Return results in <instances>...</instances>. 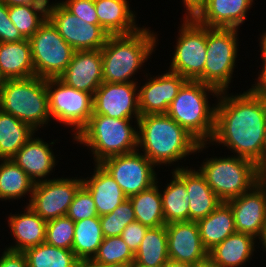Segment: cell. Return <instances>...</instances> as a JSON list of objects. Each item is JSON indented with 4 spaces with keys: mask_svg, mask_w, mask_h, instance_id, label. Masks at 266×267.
<instances>
[{
    "mask_svg": "<svg viewBox=\"0 0 266 267\" xmlns=\"http://www.w3.org/2000/svg\"><path fill=\"white\" fill-rule=\"evenodd\" d=\"M227 92L221 91L216 99L215 130L209 143L223 145L234 155L250 159L262 172L266 99L252 86L235 95Z\"/></svg>",
    "mask_w": 266,
    "mask_h": 267,
    "instance_id": "cell-1",
    "label": "cell"
},
{
    "mask_svg": "<svg viewBox=\"0 0 266 267\" xmlns=\"http://www.w3.org/2000/svg\"><path fill=\"white\" fill-rule=\"evenodd\" d=\"M210 143H199L183 127L167 114H148L138 119V151L155 166L168 165L175 169L180 160L193 156L208 148ZM175 162V163H174Z\"/></svg>",
    "mask_w": 266,
    "mask_h": 267,
    "instance_id": "cell-2",
    "label": "cell"
},
{
    "mask_svg": "<svg viewBox=\"0 0 266 267\" xmlns=\"http://www.w3.org/2000/svg\"><path fill=\"white\" fill-rule=\"evenodd\" d=\"M149 29L143 26L132 34L108 36L101 48L103 82H138L136 73L150 60L159 43V35Z\"/></svg>",
    "mask_w": 266,
    "mask_h": 267,
    "instance_id": "cell-3",
    "label": "cell"
},
{
    "mask_svg": "<svg viewBox=\"0 0 266 267\" xmlns=\"http://www.w3.org/2000/svg\"><path fill=\"white\" fill-rule=\"evenodd\" d=\"M220 91L211 85L187 80L169 105L167 115L183 127L199 143H209L214 135L216 103L210 95L219 97Z\"/></svg>",
    "mask_w": 266,
    "mask_h": 267,
    "instance_id": "cell-4",
    "label": "cell"
},
{
    "mask_svg": "<svg viewBox=\"0 0 266 267\" xmlns=\"http://www.w3.org/2000/svg\"><path fill=\"white\" fill-rule=\"evenodd\" d=\"M133 120L93 113L88 123L73 137V142L91 150L93 164L110 156L132 153L138 148V120ZM132 122L136 126L131 125Z\"/></svg>",
    "mask_w": 266,
    "mask_h": 267,
    "instance_id": "cell-5",
    "label": "cell"
},
{
    "mask_svg": "<svg viewBox=\"0 0 266 267\" xmlns=\"http://www.w3.org/2000/svg\"><path fill=\"white\" fill-rule=\"evenodd\" d=\"M0 110L37 132L45 128L51 122L46 79L38 76L7 79L0 90Z\"/></svg>",
    "mask_w": 266,
    "mask_h": 267,
    "instance_id": "cell-6",
    "label": "cell"
},
{
    "mask_svg": "<svg viewBox=\"0 0 266 267\" xmlns=\"http://www.w3.org/2000/svg\"><path fill=\"white\" fill-rule=\"evenodd\" d=\"M213 157H206L198 170L222 202L239 197L259 183L260 171L250 159L236 155Z\"/></svg>",
    "mask_w": 266,
    "mask_h": 267,
    "instance_id": "cell-7",
    "label": "cell"
},
{
    "mask_svg": "<svg viewBox=\"0 0 266 267\" xmlns=\"http://www.w3.org/2000/svg\"><path fill=\"white\" fill-rule=\"evenodd\" d=\"M238 32L232 28L207 27L206 62L203 74L196 81L220 92L229 91L240 46Z\"/></svg>",
    "mask_w": 266,
    "mask_h": 267,
    "instance_id": "cell-8",
    "label": "cell"
},
{
    "mask_svg": "<svg viewBox=\"0 0 266 267\" xmlns=\"http://www.w3.org/2000/svg\"><path fill=\"white\" fill-rule=\"evenodd\" d=\"M46 90L51 121L70 127L75 137L93 114V94L67 86L59 78H47Z\"/></svg>",
    "mask_w": 266,
    "mask_h": 267,
    "instance_id": "cell-9",
    "label": "cell"
},
{
    "mask_svg": "<svg viewBox=\"0 0 266 267\" xmlns=\"http://www.w3.org/2000/svg\"><path fill=\"white\" fill-rule=\"evenodd\" d=\"M29 41L35 76L40 78H58L75 53L48 18Z\"/></svg>",
    "mask_w": 266,
    "mask_h": 267,
    "instance_id": "cell-10",
    "label": "cell"
},
{
    "mask_svg": "<svg viewBox=\"0 0 266 267\" xmlns=\"http://www.w3.org/2000/svg\"><path fill=\"white\" fill-rule=\"evenodd\" d=\"M182 20L168 69L186 80L196 81L203 74L206 62L207 27L193 18Z\"/></svg>",
    "mask_w": 266,
    "mask_h": 267,
    "instance_id": "cell-11",
    "label": "cell"
},
{
    "mask_svg": "<svg viewBox=\"0 0 266 267\" xmlns=\"http://www.w3.org/2000/svg\"><path fill=\"white\" fill-rule=\"evenodd\" d=\"M128 197L152 187L158 178L156 166L141 153L114 155L99 163Z\"/></svg>",
    "mask_w": 266,
    "mask_h": 267,
    "instance_id": "cell-12",
    "label": "cell"
},
{
    "mask_svg": "<svg viewBox=\"0 0 266 267\" xmlns=\"http://www.w3.org/2000/svg\"><path fill=\"white\" fill-rule=\"evenodd\" d=\"M83 185L81 177H61L37 182L30 202L26 203L46 222L66 216L75 193Z\"/></svg>",
    "mask_w": 266,
    "mask_h": 267,
    "instance_id": "cell-13",
    "label": "cell"
},
{
    "mask_svg": "<svg viewBox=\"0 0 266 267\" xmlns=\"http://www.w3.org/2000/svg\"><path fill=\"white\" fill-rule=\"evenodd\" d=\"M48 19L75 51L101 49L109 36L100 25L82 20L56 0L48 8Z\"/></svg>",
    "mask_w": 266,
    "mask_h": 267,
    "instance_id": "cell-14",
    "label": "cell"
},
{
    "mask_svg": "<svg viewBox=\"0 0 266 267\" xmlns=\"http://www.w3.org/2000/svg\"><path fill=\"white\" fill-rule=\"evenodd\" d=\"M93 113L116 119H135L141 116L138 107V82H103L93 95Z\"/></svg>",
    "mask_w": 266,
    "mask_h": 267,
    "instance_id": "cell-15",
    "label": "cell"
},
{
    "mask_svg": "<svg viewBox=\"0 0 266 267\" xmlns=\"http://www.w3.org/2000/svg\"><path fill=\"white\" fill-rule=\"evenodd\" d=\"M164 72L161 75L158 73L155 77L146 73L145 84L140 87L141 82L138 83V107L141 116L166 114L179 89L187 81L183 76L167 69Z\"/></svg>",
    "mask_w": 266,
    "mask_h": 267,
    "instance_id": "cell-16",
    "label": "cell"
},
{
    "mask_svg": "<svg viewBox=\"0 0 266 267\" xmlns=\"http://www.w3.org/2000/svg\"><path fill=\"white\" fill-rule=\"evenodd\" d=\"M227 203L230 205L236 231L252 235L256 239L266 225V190L258 183L250 191Z\"/></svg>",
    "mask_w": 266,
    "mask_h": 267,
    "instance_id": "cell-17",
    "label": "cell"
},
{
    "mask_svg": "<svg viewBox=\"0 0 266 267\" xmlns=\"http://www.w3.org/2000/svg\"><path fill=\"white\" fill-rule=\"evenodd\" d=\"M169 259L194 265L208 256L197 222L181 221L166 225Z\"/></svg>",
    "mask_w": 266,
    "mask_h": 267,
    "instance_id": "cell-18",
    "label": "cell"
},
{
    "mask_svg": "<svg viewBox=\"0 0 266 267\" xmlns=\"http://www.w3.org/2000/svg\"><path fill=\"white\" fill-rule=\"evenodd\" d=\"M58 78L67 86L94 95L103 83L101 49L75 51L66 70Z\"/></svg>",
    "mask_w": 266,
    "mask_h": 267,
    "instance_id": "cell-19",
    "label": "cell"
},
{
    "mask_svg": "<svg viewBox=\"0 0 266 267\" xmlns=\"http://www.w3.org/2000/svg\"><path fill=\"white\" fill-rule=\"evenodd\" d=\"M34 134L11 159L16 163L34 183L46 181V177L55 171L57 162L52 145L56 140L47 143ZM55 141V142H54ZM51 146V147H50ZM54 169V170H53Z\"/></svg>",
    "mask_w": 266,
    "mask_h": 267,
    "instance_id": "cell-20",
    "label": "cell"
},
{
    "mask_svg": "<svg viewBox=\"0 0 266 267\" xmlns=\"http://www.w3.org/2000/svg\"><path fill=\"white\" fill-rule=\"evenodd\" d=\"M254 3V0H206L193 19L205 27L239 30Z\"/></svg>",
    "mask_w": 266,
    "mask_h": 267,
    "instance_id": "cell-21",
    "label": "cell"
},
{
    "mask_svg": "<svg viewBox=\"0 0 266 267\" xmlns=\"http://www.w3.org/2000/svg\"><path fill=\"white\" fill-rule=\"evenodd\" d=\"M23 209V213H10L8 216V227L13 236L12 240H15L14 244L5 247L8 250L24 252L27 248L45 242L47 222L29 205H25Z\"/></svg>",
    "mask_w": 266,
    "mask_h": 267,
    "instance_id": "cell-22",
    "label": "cell"
},
{
    "mask_svg": "<svg viewBox=\"0 0 266 267\" xmlns=\"http://www.w3.org/2000/svg\"><path fill=\"white\" fill-rule=\"evenodd\" d=\"M93 170L91 176L82 177L83 186L92 195L98 216H102L111 213L127 196L99 163H95Z\"/></svg>",
    "mask_w": 266,
    "mask_h": 267,
    "instance_id": "cell-23",
    "label": "cell"
},
{
    "mask_svg": "<svg viewBox=\"0 0 266 267\" xmlns=\"http://www.w3.org/2000/svg\"><path fill=\"white\" fill-rule=\"evenodd\" d=\"M100 26L109 35H128L140 28L127 0H94Z\"/></svg>",
    "mask_w": 266,
    "mask_h": 267,
    "instance_id": "cell-24",
    "label": "cell"
},
{
    "mask_svg": "<svg viewBox=\"0 0 266 267\" xmlns=\"http://www.w3.org/2000/svg\"><path fill=\"white\" fill-rule=\"evenodd\" d=\"M256 242L252 235L235 232L209 250L208 257L218 267H245L260 248Z\"/></svg>",
    "mask_w": 266,
    "mask_h": 267,
    "instance_id": "cell-25",
    "label": "cell"
},
{
    "mask_svg": "<svg viewBox=\"0 0 266 267\" xmlns=\"http://www.w3.org/2000/svg\"><path fill=\"white\" fill-rule=\"evenodd\" d=\"M185 185L189 196V221L197 222L222 202L198 169L185 167Z\"/></svg>",
    "mask_w": 266,
    "mask_h": 267,
    "instance_id": "cell-26",
    "label": "cell"
},
{
    "mask_svg": "<svg viewBox=\"0 0 266 267\" xmlns=\"http://www.w3.org/2000/svg\"><path fill=\"white\" fill-rule=\"evenodd\" d=\"M173 169V170H172ZM171 169L172 179L160 190L165 224L189 221V196L185 185V167Z\"/></svg>",
    "mask_w": 266,
    "mask_h": 267,
    "instance_id": "cell-27",
    "label": "cell"
},
{
    "mask_svg": "<svg viewBox=\"0 0 266 267\" xmlns=\"http://www.w3.org/2000/svg\"><path fill=\"white\" fill-rule=\"evenodd\" d=\"M0 71L6 80L35 76L29 39L0 43Z\"/></svg>",
    "mask_w": 266,
    "mask_h": 267,
    "instance_id": "cell-28",
    "label": "cell"
},
{
    "mask_svg": "<svg viewBox=\"0 0 266 267\" xmlns=\"http://www.w3.org/2000/svg\"><path fill=\"white\" fill-rule=\"evenodd\" d=\"M197 224L202 245L207 251L237 232L233 211L227 202H221L210 214L198 220Z\"/></svg>",
    "mask_w": 266,
    "mask_h": 267,
    "instance_id": "cell-29",
    "label": "cell"
},
{
    "mask_svg": "<svg viewBox=\"0 0 266 267\" xmlns=\"http://www.w3.org/2000/svg\"><path fill=\"white\" fill-rule=\"evenodd\" d=\"M35 133L25 122L0 110V160L12 159Z\"/></svg>",
    "mask_w": 266,
    "mask_h": 267,
    "instance_id": "cell-30",
    "label": "cell"
},
{
    "mask_svg": "<svg viewBox=\"0 0 266 267\" xmlns=\"http://www.w3.org/2000/svg\"><path fill=\"white\" fill-rule=\"evenodd\" d=\"M147 190L128 197L135 213L136 221L149 228H157L165 224L162 197L158 181ZM159 185V186H158Z\"/></svg>",
    "mask_w": 266,
    "mask_h": 267,
    "instance_id": "cell-31",
    "label": "cell"
},
{
    "mask_svg": "<svg viewBox=\"0 0 266 267\" xmlns=\"http://www.w3.org/2000/svg\"><path fill=\"white\" fill-rule=\"evenodd\" d=\"M34 185V181L11 159L0 160V201L10 202L28 196L30 202Z\"/></svg>",
    "mask_w": 266,
    "mask_h": 267,
    "instance_id": "cell-32",
    "label": "cell"
},
{
    "mask_svg": "<svg viewBox=\"0 0 266 267\" xmlns=\"http://www.w3.org/2000/svg\"><path fill=\"white\" fill-rule=\"evenodd\" d=\"M104 238L100 216L75 222L72 251L84 264L90 262L96 255Z\"/></svg>",
    "mask_w": 266,
    "mask_h": 267,
    "instance_id": "cell-33",
    "label": "cell"
},
{
    "mask_svg": "<svg viewBox=\"0 0 266 267\" xmlns=\"http://www.w3.org/2000/svg\"><path fill=\"white\" fill-rule=\"evenodd\" d=\"M168 260L166 225L149 228L134 254V262L150 267H163Z\"/></svg>",
    "mask_w": 266,
    "mask_h": 267,
    "instance_id": "cell-34",
    "label": "cell"
},
{
    "mask_svg": "<svg viewBox=\"0 0 266 267\" xmlns=\"http://www.w3.org/2000/svg\"><path fill=\"white\" fill-rule=\"evenodd\" d=\"M28 267H82L72 250L54 247L46 242L24 251Z\"/></svg>",
    "mask_w": 266,
    "mask_h": 267,
    "instance_id": "cell-35",
    "label": "cell"
},
{
    "mask_svg": "<svg viewBox=\"0 0 266 267\" xmlns=\"http://www.w3.org/2000/svg\"><path fill=\"white\" fill-rule=\"evenodd\" d=\"M50 6L15 5L8 6L12 23L25 39H29L48 18Z\"/></svg>",
    "mask_w": 266,
    "mask_h": 267,
    "instance_id": "cell-36",
    "label": "cell"
},
{
    "mask_svg": "<svg viewBox=\"0 0 266 267\" xmlns=\"http://www.w3.org/2000/svg\"><path fill=\"white\" fill-rule=\"evenodd\" d=\"M134 253L121 236L104 237L96 255L90 262L84 264L109 265L118 263H133Z\"/></svg>",
    "mask_w": 266,
    "mask_h": 267,
    "instance_id": "cell-37",
    "label": "cell"
},
{
    "mask_svg": "<svg viewBox=\"0 0 266 267\" xmlns=\"http://www.w3.org/2000/svg\"><path fill=\"white\" fill-rule=\"evenodd\" d=\"M135 221L133 206L128 198L111 213L100 216V225L104 237L121 236L124 228Z\"/></svg>",
    "mask_w": 266,
    "mask_h": 267,
    "instance_id": "cell-38",
    "label": "cell"
},
{
    "mask_svg": "<svg viewBox=\"0 0 266 267\" xmlns=\"http://www.w3.org/2000/svg\"><path fill=\"white\" fill-rule=\"evenodd\" d=\"M75 222L67 215L47 221L45 242L54 247L72 250Z\"/></svg>",
    "mask_w": 266,
    "mask_h": 267,
    "instance_id": "cell-39",
    "label": "cell"
},
{
    "mask_svg": "<svg viewBox=\"0 0 266 267\" xmlns=\"http://www.w3.org/2000/svg\"><path fill=\"white\" fill-rule=\"evenodd\" d=\"M67 216L74 222L98 216L93 197L83 185L75 193Z\"/></svg>",
    "mask_w": 266,
    "mask_h": 267,
    "instance_id": "cell-40",
    "label": "cell"
},
{
    "mask_svg": "<svg viewBox=\"0 0 266 267\" xmlns=\"http://www.w3.org/2000/svg\"><path fill=\"white\" fill-rule=\"evenodd\" d=\"M59 2L68 11L78 16L82 20L91 24L100 25L94 0H61Z\"/></svg>",
    "mask_w": 266,
    "mask_h": 267,
    "instance_id": "cell-41",
    "label": "cell"
},
{
    "mask_svg": "<svg viewBox=\"0 0 266 267\" xmlns=\"http://www.w3.org/2000/svg\"><path fill=\"white\" fill-rule=\"evenodd\" d=\"M25 38L21 35L16 26L12 23L8 15V5L0 3V43L19 42Z\"/></svg>",
    "mask_w": 266,
    "mask_h": 267,
    "instance_id": "cell-42",
    "label": "cell"
},
{
    "mask_svg": "<svg viewBox=\"0 0 266 267\" xmlns=\"http://www.w3.org/2000/svg\"><path fill=\"white\" fill-rule=\"evenodd\" d=\"M148 229L149 227L137 221L128 224L124 228L121 237L134 254L138 250Z\"/></svg>",
    "mask_w": 266,
    "mask_h": 267,
    "instance_id": "cell-43",
    "label": "cell"
},
{
    "mask_svg": "<svg viewBox=\"0 0 266 267\" xmlns=\"http://www.w3.org/2000/svg\"><path fill=\"white\" fill-rule=\"evenodd\" d=\"M0 255V267H28L24 252L4 248V251Z\"/></svg>",
    "mask_w": 266,
    "mask_h": 267,
    "instance_id": "cell-44",
    "label": "cell"
},
{
    "mask_svg": "<svg viewBox=\"0 0 266 267\" xmlns=\"http://www.w3.org/2000/svg\"><path fill=\"white\" fill-rule=\"evenodd\" d=\"M185 9V19L194 18L198 12L204 7L206 0H182Z\"/></svg>",
    "mask_w": 266,
    "mask_h": 267,
    "instance_id": "cell-45",
    "label": "cell"
},
{
    "mask_svg": "<svg viewBox=\"0 0 266 267\" xmlns=\"http://www.w3.org/2000/svg\"><path fill=\"white\" fill-rule=\"evenodd\" d=\"M260 67L261 70L257 73L258 77L254 80L255 84L253 83L251 85L263 98L266 99V65Z\"/></svg>",
    "mask_w": 266,
    "mask_h": 267,
    "instance_id": "cell-46",
    "label": "cell"
},
{
    "mask_svg": "<svg viewBox=\"0 0 266 267\" xmlns=\"http://www.w3.org/2000/svg\"><path fill=\"white\" fill-rule=\"evenodd\" d=\"M8 6L15 5H33V6H50V0H3ZM50 2V4H49Z\"/></svg>",
    "mask_w": 266,
    "mask_h": 267,
    "instance_id": "cell-47",
    "label": "cell"
},
{
    "mask_svg": "<svg viewBox=\"0 0 266 267\" xmlns=\"http://www.w3.org/2000/svg\"><path fill=\"white\" fill-rule=\"evenodd\" d=\"M260 38L258 40H260L259 42V46L261 50V59H262V63H260L261 65L259 66H265L266 65V31H264L262 34H260Z\"/></svg>",
    "mask_w": 266,
    "mask_h": 267,
    "instance_id": "cell-48",
    "label": "cell"
},
{
    "mask_svg": "<svg viewBox=\"0 0 266 267\" xmlns=\"http://www.w3.org/2000/svg\"><path fill=\"white\" fill-rule=\"evenodd\" d=\"M82 267H132V263H118V264H109V265L83 264Z\"/></svg>",
    "mask_w": 266,
    "mask_h": 267,
    "instance_id": "cell-49",
    "label": "cell"
},
{
    "mask_svg": "<svg viewBox=\"0 0 266 267\" xmlns=\"http://www.w3.org/2000/svg\"><path fill=\"white\" fill-rule=\"evenodd\" d=\"M193 267H218L208 256L193 265Z\"/></svg>",
    "mask_w": 266,
    "mask_h": 267,
    "instance_id": "cell-50",
    "label": "cell"
},
{
    "mask_svg": "<svg viewBox=\"0 0 266 267\" xmlns=\"http://www.w3.org/2000/svg\"><path fill=\"white\" fill-rule=\"evenodd\" d=\"M257 239L259 240V242L257 241V245H261L262 250L266 252V225Z\"/></svg>",
    "mask_w": 266,
    "mask_h": 267,
    "instance_id": "cell-51",
    "label": "cell"
},
{
    "mask_svg": "<svg viewBox=\"0 0 266 267\" xmlns=\"http://www.w3.org/2000/svg\"><path fill=\"white\" fill-rule=\"evenodd\" d=\"M163 267H193L192 264L168 260Z\"/></svg>",
    "mask_w": 266,
    "mask_h": 267,
    "instance_id": "cell-52",
    "label": "cell"
},
{
    "mask_svg": "<svg viewBox=\"0 0 266 267\" xmlns=\"http://www.w3.org/2000/svg\"><path fill=\"white\" fill-rule=\"evenodd\" d=\"M266 171V135H265V143L263 147V153H262V172Z\"/></svg>",
    "mask_w": 266,
    "mask_h": 267,
    "instance_id": "cell-53",
    "label": "cell"
},
{
    "mask_svg": "<svg viewBox=\"0 0 266 267\" xmlns=\"http://www.w3.org/2000/svg\"><path fill=\"white\" fill-rule=\"evenodd\" d=\"M259 183L264 187L266 190V171L260 172L259 176Z\"/></svg>",
    "mask_w": 266,
    "mask_h": 267,
    "instance_id": "cell-54",
    "label": "cell"
},
{
    "mask_svg": "<svg viewBox=\"0 0 266 267\" xmlns=\"http://www.w3.org/2000/svg\"><path fill=\"white\" fill-rule=\"evenodd\" d=\"M6 79L5 77L2 75L1 71H0V90L2 88V86L4 85Z\"/></svg>",
    "mask_w": 266,
    "mask_h": 267,
    "instance_id": "cell-55",
    "label": "cell"
},
{
    "mask_svg": "<svg viewBox=\"0 0 266 267\" xmlns=\"http://www.w3.org/2000/svg\"><path fill=\"white\" fill-rule=\"evenodd\" d=\"M132 267H150V266L141 265V264H137L136 262H133Z\"/></svg>",
    "mask_w": 266,
    "mask_h": 267,
    "instance_id": "cell-56",
    "label": "cell"
}]
</instances>
